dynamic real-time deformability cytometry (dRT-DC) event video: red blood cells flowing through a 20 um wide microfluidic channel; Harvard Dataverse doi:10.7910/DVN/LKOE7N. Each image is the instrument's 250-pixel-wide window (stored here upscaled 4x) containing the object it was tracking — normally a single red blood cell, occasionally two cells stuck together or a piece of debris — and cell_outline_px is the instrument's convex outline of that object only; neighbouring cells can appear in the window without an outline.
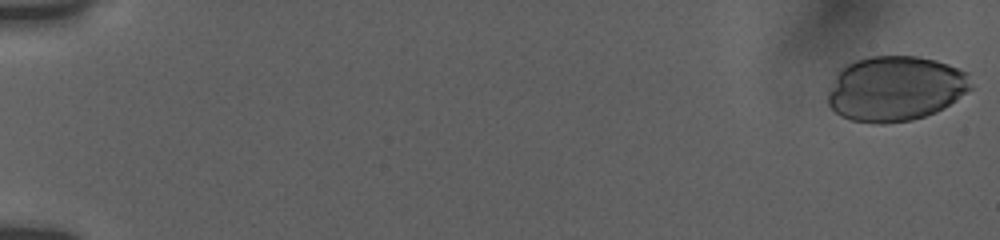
{"species": "human", "species_latin": "Homo sapiens", "temperature_condition": "room temperature", "stored_images_in_passage": 56, "camera_frame_rate_fps": 3000, "um_per_image_px": 0.085, "donor": {"sex": "female"}, "frame": {"image": 1, "passage_image": 1, "time_ms": 0.0, "image_size_px": [1000, 240], "cell_outline_px": [[972, 88], [956, 100], [944, 108], [936, 112], [912, 120], [888, 124], [872, 124], [852, 120], [840, 116], [828, 104], [828, 92], [840, 72], [848, 64], [856, 60], [868, 56], [916, 56], [936, 60], [960, 68], [968, 72]], "centroid_in_image_um": [76.15, 7.54], "position_along_channel_um": 8.9, "area_um2": 54.33}}